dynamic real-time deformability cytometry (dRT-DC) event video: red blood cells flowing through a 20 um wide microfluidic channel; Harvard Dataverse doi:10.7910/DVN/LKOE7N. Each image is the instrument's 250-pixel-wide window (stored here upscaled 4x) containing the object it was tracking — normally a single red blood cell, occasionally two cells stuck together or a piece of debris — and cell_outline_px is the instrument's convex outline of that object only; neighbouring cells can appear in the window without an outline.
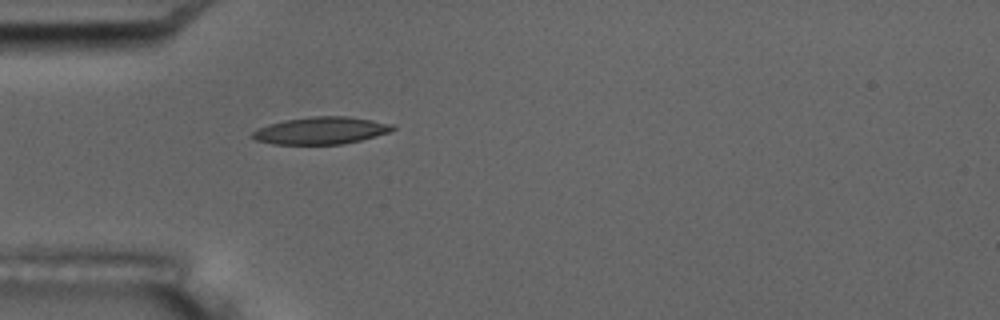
{"species": "common noctule bat (a hibernating species)", "species_latin": "Nyctalus noctula", "temperature_condition": "room temperature", "stored_images_in_passage": 4, "camera_frame_rate_fps": 3000, "um_per_image_px": 0.085, "animal": {"sex": "male", "body_mass_g": 17.5, "forearm_length_mm": 52.3}, "frame": {"image": 1, "passage_image": 4, "time_ms": 4.333, "image_size_px": [1000, 320], "cell_outline_px": [[396, 128], [392, 132], [360, 140], [340, 144], [272, 144], [256, 140], [252, 136], [252, 132], [268, 124], [284, 120], [312, 116], [348, 116], [372, 120], [392, 124]], "centroid_in_image_um": [27.31, 11.09], "position_along_channel_um": 57.7, "area_um2": 22.2}}